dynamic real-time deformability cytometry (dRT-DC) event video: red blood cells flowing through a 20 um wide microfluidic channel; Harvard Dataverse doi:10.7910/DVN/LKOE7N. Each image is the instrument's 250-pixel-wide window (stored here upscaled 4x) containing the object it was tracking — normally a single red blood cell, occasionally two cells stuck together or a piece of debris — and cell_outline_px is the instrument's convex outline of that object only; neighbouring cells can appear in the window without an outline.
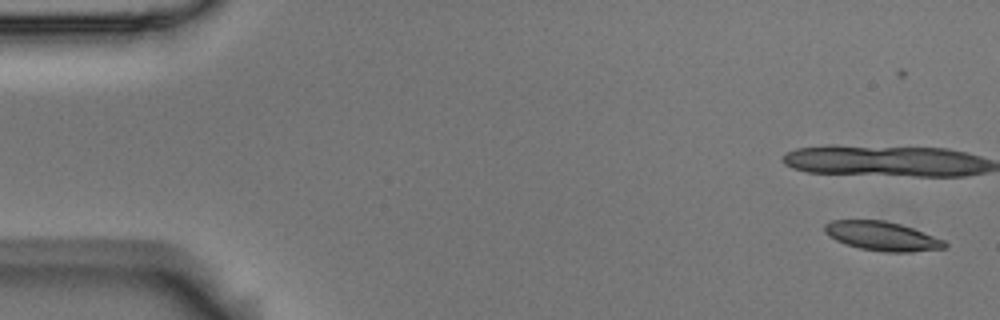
{"species": "Egyptian fruit bat (a non-hibernating species)", "species_latin": "Rousettus aegyptiacus", "temperature_condition": "room temperature", "stored_images_in_passage": 8, "camera_frame_rate_fps": 3000, "um_per_image_px": 0.085, "animal": {"sex": "male"}, "frame": {"image": 1, "passage_image": 2, "time_ms": 0.333, "image_size_px": [1000, 320], "cell_outline_px": [[948, 244], [944, 248], [912, 252], [884, 252], [860, 248], [844, 244], [828, 236], [824, 232], [824, 224], [832, 220], [884, 220], [900, 224], [912, 228], [944, 240]], "centroid_in_image_um": [74.94, 20.07], "position_along_channel_um": 10.1, "area_um2": 20.35}}